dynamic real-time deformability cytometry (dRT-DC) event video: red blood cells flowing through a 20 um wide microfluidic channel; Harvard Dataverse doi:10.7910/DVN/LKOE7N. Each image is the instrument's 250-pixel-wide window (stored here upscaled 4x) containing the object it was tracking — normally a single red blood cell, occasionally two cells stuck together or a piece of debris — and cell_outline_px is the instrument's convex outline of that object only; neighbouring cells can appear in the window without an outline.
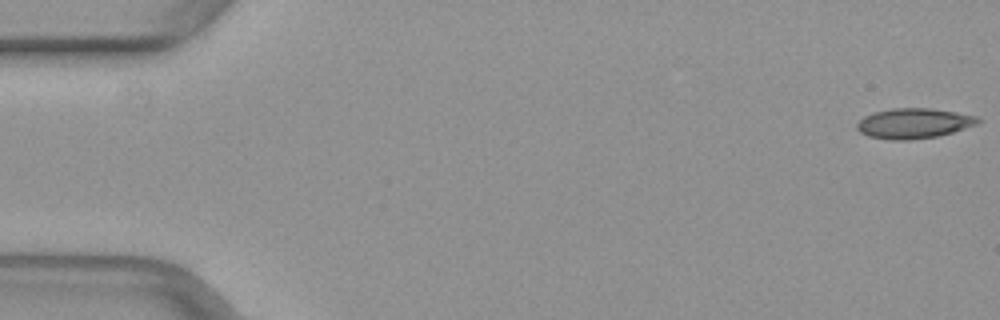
{"species": "common noctule bat (a hibernating species)", "species_latin": "Nyctalus noctula", "temperature_condition": "warm", "stored_images_in_passage": 9, "camera_frame_rate_fps": 3000, "um_per_image_px": 0.085, "animal": {"sex": "female", "body_mass_g": 29.2, "forearm_length_mm": 56.3}, "frame": {"image": 1, "passage_image": 1, "time_ms": 0.0, "image_size_px": [1000, 320], "cell_outline_px": [[980, 120], [976, 124], [952, 132], [936, 136], [908, 140], [892, 140], [868, 136], [860, 132], [856, 128], [856, 124], [864, 116], [872, 112], [892, 108], [928, 108], [956, 112], [976, 116]], "centroid_in_image_um": [77.61, 10.48], "position_along_channel_um": 7.4, "area_um2": 21.1}}